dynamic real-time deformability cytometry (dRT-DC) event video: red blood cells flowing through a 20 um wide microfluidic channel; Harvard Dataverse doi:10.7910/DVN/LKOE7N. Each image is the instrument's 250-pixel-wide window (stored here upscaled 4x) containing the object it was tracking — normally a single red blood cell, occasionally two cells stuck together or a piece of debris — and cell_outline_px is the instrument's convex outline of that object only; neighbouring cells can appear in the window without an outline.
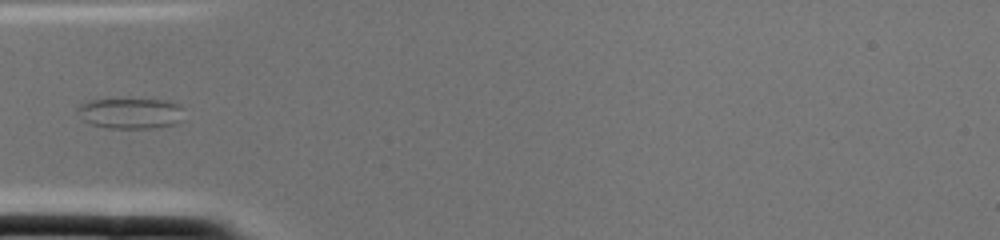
{"species": "common noctule bat (a hibernating species)", "species_latin": "Nyctalus noctula", "temperature_condition": "cold", "stored_images_in_passage": 2, "camera_frame_rate_fps": 3000, "um_per_image_px": 0.085, "animal": {"sex": "female", "body_mass_g": 22.0, "forearm_length_mm": 56.7}, "frame": {"image": 1, "passage_image": 2, "time_ms": 0.333, "image_size_px": [1000, 240], "cell_outline_px": [[184, 120], [176, 124], [156, 128], [108, 128], [92, 124], [84, 120], [76, 108], [80, 104], [88, 100], [168, 100], [180, 104], [184, 108]], "centroid_in_image_um": [11.19, 9.64], "position_along_channel_um": 73.8, "area_um2": 19.19}}